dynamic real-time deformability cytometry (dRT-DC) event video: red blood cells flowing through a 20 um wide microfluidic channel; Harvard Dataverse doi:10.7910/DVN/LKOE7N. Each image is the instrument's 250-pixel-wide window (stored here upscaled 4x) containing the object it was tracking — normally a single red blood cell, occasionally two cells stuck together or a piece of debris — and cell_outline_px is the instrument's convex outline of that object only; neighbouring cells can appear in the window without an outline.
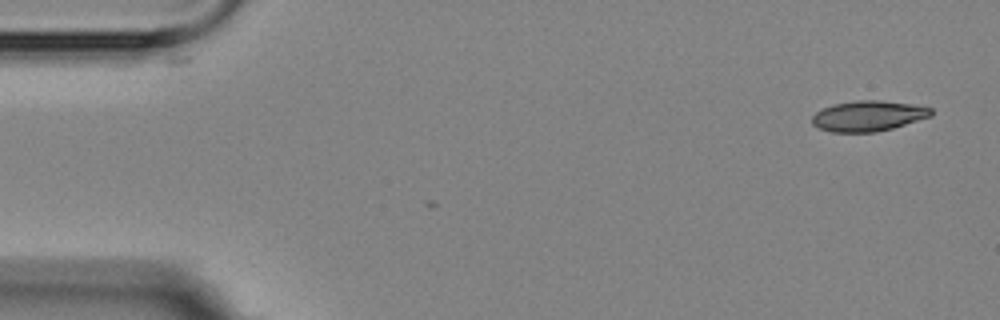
{"species": "Egyptian fruit bat (a non-hibernating species)", "species_latin": "Rousettus aegyptiacus", "temperature_condition": "room temperature", "stored_images_in_passage": 5, "segment_of_instrument_passage": [1, 2], "camera_frame_rate_fps": 3000, "um_per_image_px": 0.085, "animal": {"sex": "female"}, "frame": {"image": 1, "passage_image": 1, "time_ms": 0.0, "image_size_px": [1000, 320], "cell_outline_px": [[932, 116], [892, 128], [876, 132], [832, 132], [820, 128], [812, 124], [812, 116], [816, 112], [832, 104], [856, 100], [880, 100], [912, 104], [932, 108]], "centroid_in_image_um": [73.8, 9.85], "position_along_channel_um": 11.2, "area_um2": 21.1}}
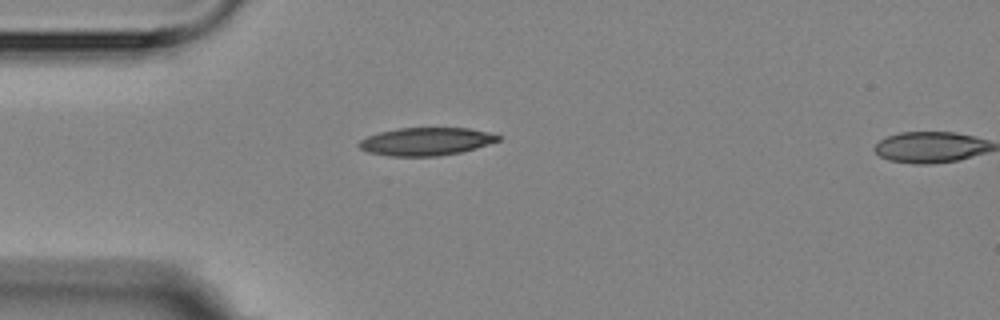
{"frame": {"image": 2, "passage_image": 4, "time_ms": 4.0, "image_size_px": [1000, 320], "cell_outline_px": [[500, 140], [476, 148], [460, 152], [440, 156], [388, 156], [368, 152], [360, 148], [356, 144], [360, 140], [368, 136], [380, 132], [396, 128], [468, 128], [488, 132], [500, 136]], "centroid_in_image_um": [36.19, 12.03], "position_along_channel_um": 48.8, "area_um2": 22.6}}